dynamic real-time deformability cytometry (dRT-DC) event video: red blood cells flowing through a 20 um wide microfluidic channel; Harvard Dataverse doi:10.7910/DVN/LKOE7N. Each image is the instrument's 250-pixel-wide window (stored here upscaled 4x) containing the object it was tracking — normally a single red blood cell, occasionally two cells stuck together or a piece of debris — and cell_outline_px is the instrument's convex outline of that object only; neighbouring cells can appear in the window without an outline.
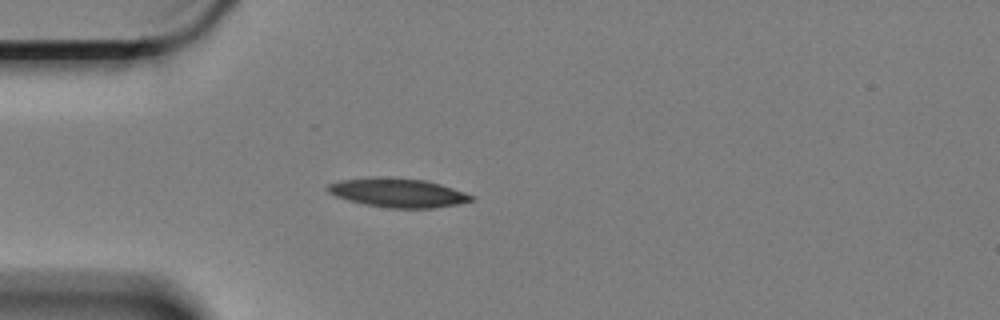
{"species": "Egyptian fruit bat (a non-hibernating species)", "species_latin": "Rousettus aegyptiacus", "temperature_condition": "cold", "stored_images_in_passage": 4, "camera_frame_rate_fps": 3000, "um_per_image_px": 0.085, "animal": {"sex": "female"}, "frame": {"image": 1, "passage_image": 4, "time_ms": 1.0, "image_size_px": [1000, 320], "cell_outline_px": [[476, 200], [456, 204], [432, 208], [388, 208], [364, 204], [348, 200], [336, 196], [328, 192], [324, 188], [328, 184], [340, 180], [376, 176], [428, 180], [476, 196]], "centroid_in_image_um": [33.81, 16.37], "position_along_channel_um": 51.2, "area_um2": 24.45}}